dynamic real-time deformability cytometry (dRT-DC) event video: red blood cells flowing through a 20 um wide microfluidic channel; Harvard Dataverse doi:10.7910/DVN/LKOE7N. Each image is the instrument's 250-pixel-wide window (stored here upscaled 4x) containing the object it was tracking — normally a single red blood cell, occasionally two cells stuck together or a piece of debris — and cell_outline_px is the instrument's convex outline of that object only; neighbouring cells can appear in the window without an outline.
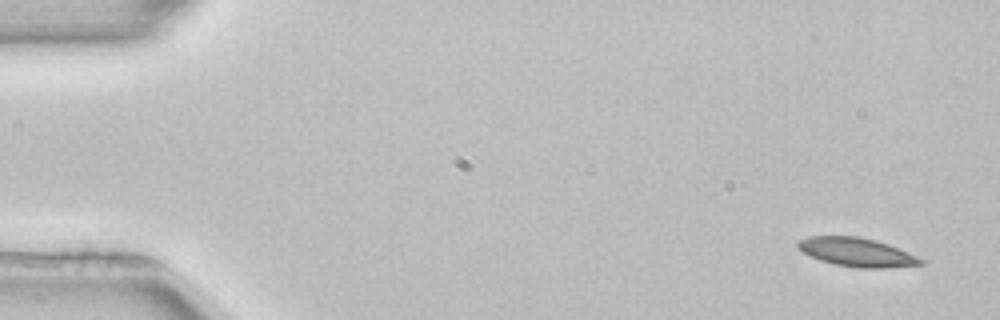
{"species": "common noctule bat (a hibernating species)", "species_latin": "Nyctalus noctula", "temperature_condition": "room temperature", "stored_images_in_passage": 6, "camera_frame_rate_fps": 3000, "um_per_image_px": 0.085, "animal": {"sex": "female", "body_mass_g": 22.7, "forearm_length_mm": 54.2}, "frame": {"image": 1, "passage_image": 1, "time_ms": 0.0, "image_size_px": [1000, 320], "cell_outline_px": [[924, 264], [884, 268], [856, 268], [832, 264], [820, 260], [800, 252], [796, 244], [800, 240], [808, 236], [860, 236], [876, 240], [888, 244], [908, 252], [924, 260]], "centroid_in_image_um": [72.79, 21.44], "position_along_channel_um": 12.2, "area_um2": 20.75}}
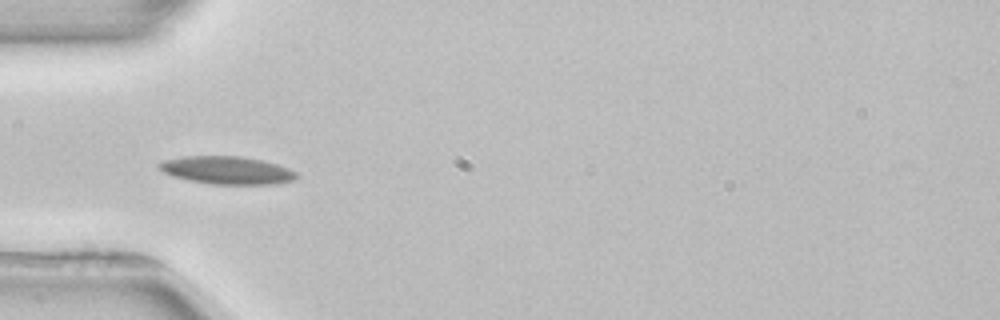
{"frame": {"image": 2, "passage_image": 4, "time_ms": 4.667, "image_size_px": [1000, 320], "cell_outline_px": [[300, 176], [296, 180], [276, 184], [212, 184], [172, 176], [156, 168], [156, 164], [164, 160], [180, 156], [240, 156], [264, 160], [288, 168], [296, 172]], "centroid_in_image_um": [19.3, 14.46], "position_along_channel_um": 65.7, "area_um2": 22.48}}